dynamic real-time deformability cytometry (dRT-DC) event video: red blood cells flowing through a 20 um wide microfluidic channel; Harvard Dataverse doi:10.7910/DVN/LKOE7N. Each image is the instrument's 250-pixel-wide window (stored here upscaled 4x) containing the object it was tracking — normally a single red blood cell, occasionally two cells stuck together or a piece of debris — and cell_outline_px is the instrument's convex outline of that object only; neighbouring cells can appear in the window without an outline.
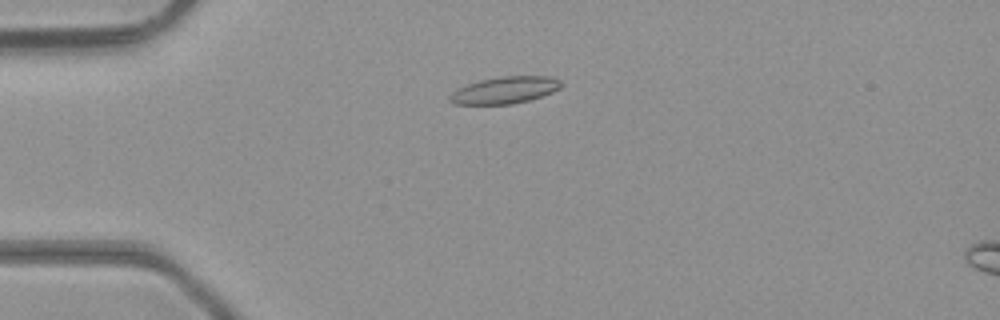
{"species": "common noctule bat (a hibernating species)", "species_latin": "Nyctalus noctula", "temperature_condition": "room temperature", "stored_images_in_passage": 47, "camera_frame_rate_fps": 3000, "um_per_image_px": 0.085, "animal": {"sex": "male", "body_mass_g": 23.1, "forearm_length_mm": 52.7}, "frame": {"image": 1, "passage_image": 12, "time_ms": 3.667, "image_size_px": [1000, 320], "cell_outline_px": [[564, 84], [560, 88], [552, 92], [528, 100], [512, 104], [452, 104], [448, 100], [448, 96], [452, 92], [468, 84], [480, 80], [500, 76], [548, 76], [560, 80]], "centroid_in_image_um": [42.9, 7.66], "position_along_channel_um": 42.1, "area_um2": 17.4}}
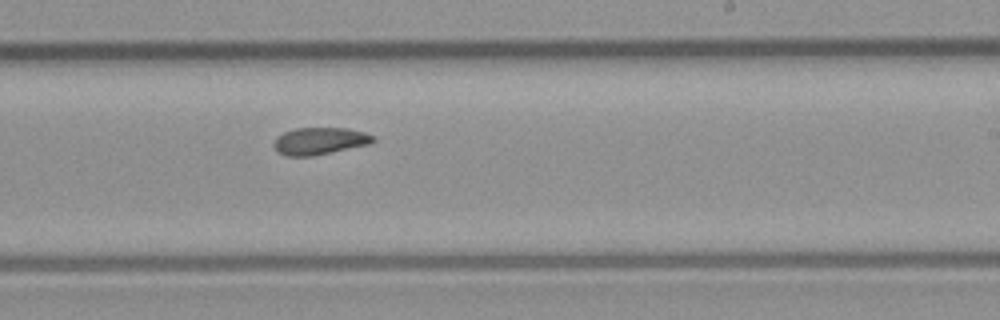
{"frame": {"image": 2, "passage_image": 29, "time_ms": 9.333, "image_size_px": [1000, 320], "cell_outline_px": [[376, 140], [372, 144], [312, 156], [288, 156], [276, 152], [272, 144], [276, 136], [284, 132], [296, 128], [348, 128], [364, 132], [376, 136]], "centroid_in_image_um": [27.18, 11.99], "position_along_channel_um": 261.8, "area_um2": 16.01}}
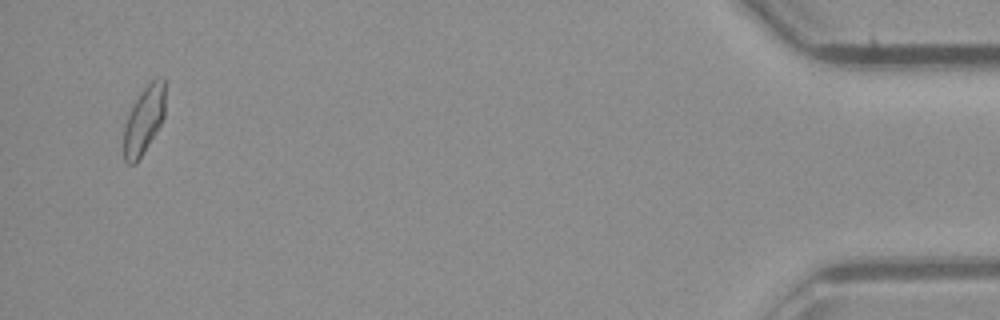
{"frame": {"image": 3, "passage_image": 46, "time_ms": 15.0, "image_size_px": [1000, 320], "cell_outline_px": [[164, 116], [160, 124], [136, 164], [128, 164], [124, 160], [124, 124], [140, 92], [152, 80], [164, 76]], "centroid_in_image_um": [12.22, 10.21], "position_along_channel_um": 423.0, "area_um2": 15.9}, "authors_computed_cell_mechanics": {"area_um2": 16.4152, "velocity_mm_per_s": 4.3503, "shape_relaxation_time_tau1_ms": null, "shape_relaxation_time_tau2_ms": 7.1803, "deformation_change_tau1": null, "deformation_change_tau2": 0.1489}}